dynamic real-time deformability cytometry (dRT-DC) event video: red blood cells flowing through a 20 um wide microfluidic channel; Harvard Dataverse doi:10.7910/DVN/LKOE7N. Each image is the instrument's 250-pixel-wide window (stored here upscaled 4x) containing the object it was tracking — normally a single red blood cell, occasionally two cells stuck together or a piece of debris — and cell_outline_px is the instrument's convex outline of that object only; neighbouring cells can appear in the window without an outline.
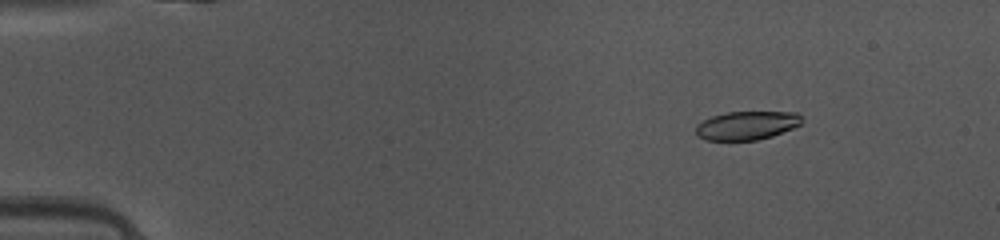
{"species": "common noctule bat (a hibernating species)", "species_latin": "Nyctalus noctula", "temperature_condition": "warm", "stored_images_in_passage": 16, "camera_frame_rate_fps": 3000, "um_per_image_px": 0.085, "animal": {"sex": "female", "body_mass_g": 10.0, "forearm_length_mm": 53.1}, "frame": {"image": 1, "passage_image": 7, "time_ms": 2.0, "image_size_px": [1000, 240], "cell_outline_px": [[800, 124], [792, 128], [772, 136], [756, 140], [704, 140], [696, 136], [696, 124], [712, 116], [728, 112], [796, 112], [800, 116]], "centroid_in_image_um": [63.42, 10.67], "position_along_channel_um": 21.6, "area_um2": 17.51}}